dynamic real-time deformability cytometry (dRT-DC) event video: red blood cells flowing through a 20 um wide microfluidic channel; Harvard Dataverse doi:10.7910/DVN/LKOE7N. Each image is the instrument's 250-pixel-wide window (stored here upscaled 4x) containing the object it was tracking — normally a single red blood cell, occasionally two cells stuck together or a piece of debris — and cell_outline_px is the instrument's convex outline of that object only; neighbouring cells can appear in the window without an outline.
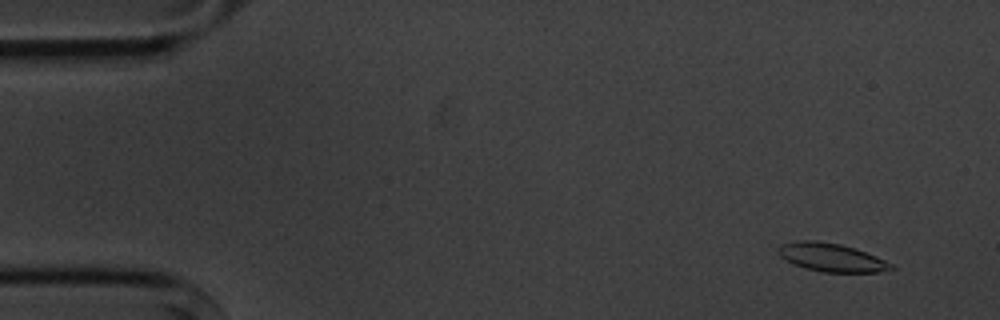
{"species": "common noctule bat (a hibernating species)", "species_latin": "Nyctalus noctula", "temperature_condition": "cold", "stored_images_in_passage": 5, "camera_frame_rate_fps": 3000, "um_per_image_px": 0.085, "animal": {"sex": "male", "body_mass_g": 20.1, "forearm_length_mm": 53.5}, "frame": {"image": 1, "passage_image": 1, "time_ms": 0.0, "image_size_px": [1000, 320], "cell_outline_px": [[896, 268], [880, 272], [824, 272], [808, 268], [796, 264], [780, 256], [776, 252], [776, 248], [780, 244], [804, 240], [816, 240], [840, 244], [856, 248], [876, 256], [892, 264]], "centroid_in_image_um": [70.68, 21.87], "position_along_channel_um": 14.3, "area_um2": 18.5}}